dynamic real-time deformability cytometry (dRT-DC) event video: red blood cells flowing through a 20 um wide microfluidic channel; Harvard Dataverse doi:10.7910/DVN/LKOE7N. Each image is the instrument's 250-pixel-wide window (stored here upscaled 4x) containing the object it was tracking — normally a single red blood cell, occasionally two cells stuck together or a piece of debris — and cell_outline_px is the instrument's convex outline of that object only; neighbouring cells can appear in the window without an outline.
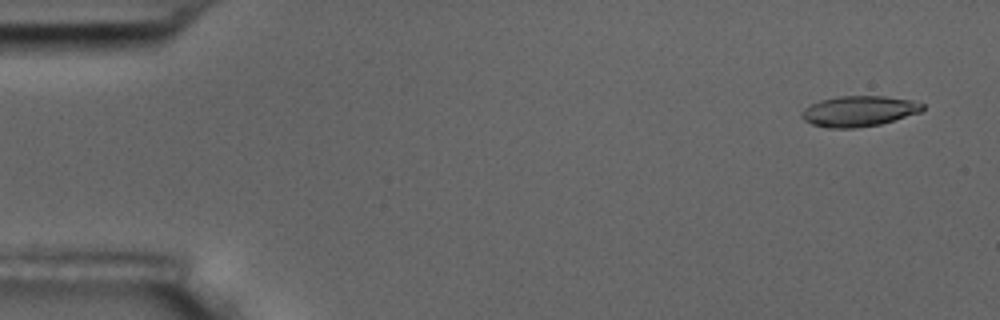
{"species": "common noctule bat (a hibernating species)", "species_latin": "Nyctalus noctula", "temperature_condition": "room temperature", "stored_images_in_passage": 4, "camera_frame_rate_fps": 3000, "um_per_image_px": 0.085, "animal": {"sex": "male", "body_mass_g": 17.5, "forearm_length_mm": 52.3}, "frame": {"image": 1, "passage_image": 1, "time_ms": 0.0, "image_size_px": [1000, 320], "cell_outline_px": [[924, 108], [920, 112], [880, 124], [852, 128], [828, 128], [812, 124], [804, 120], [800, 116], [804, 108], [820, 100], [840, 96], [884, 96], [912, 100], [924, 104]], "centroid_in_image_um": [72.99, 9.44], "position_along_channel_um": 12.0, "area_um2": 21.39}}
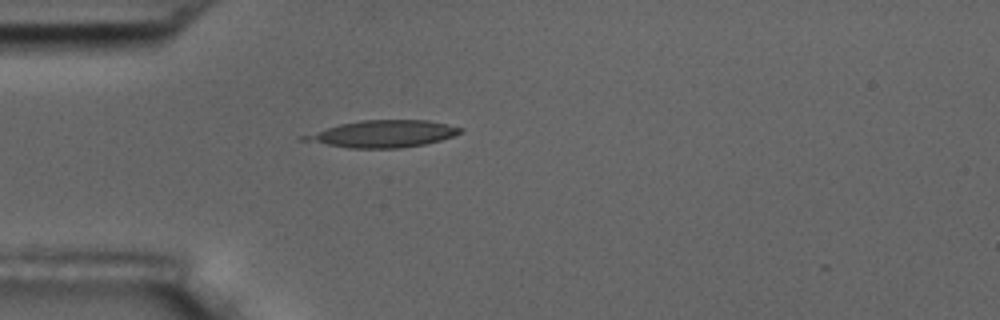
{"frame": {"image": 2, "passage_image": 4, "time_ms": 4.333, "image_size_px": [1000, 320], "cell_outline_px": [[464, 132], [440, 140], [424, 144], [400, 148], [348, 148], [300, 140], [300, 136], [340, 124], [360, 120], [428, 120], [448, 124], [464, 128]], "centroid_in_image_um": [32.57, 11.37], "position_along_channel_um": 52.4, "area_um2": 24.51}}